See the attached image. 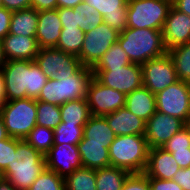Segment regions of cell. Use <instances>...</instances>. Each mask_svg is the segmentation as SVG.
<instances>
[{"instance_id": "obj_1", "label": "cell", "mask_w": 190, "mask_h": 190, "mask_svg": "<svg viewBox=\"0 0 190 190\" xmlns=\"http://www.w3.org/2000/svg\"><path fill=\"white\" fill-rule=\"evenodd\" d=\"M46 168L45 156L25 140L12 138L11 163L1 172L17 190H28Z\"/></svg>"}, {"instance_id": "obj_2", "label": "cell", "mask_w": 190, "mask_h": 190, "mask_svg": "<svg viewBox=\"0 0 190 190\" xmlns=\"http://www.w3.org/2000/svg\"><path fill=\"white\" fill-rule=\"evenodd\" d=\"M119 45L131 63L143 64L166 55L162 30L149 28H125L118 37Z\"/></svg>"}, {"instance_id": "obj_3", "label": "cell", "mask_w": 190, "mask_h": 190, "mask_svg": "<svg viewBox=\"0 0 190 190\" xmlns=\"http://www.w3.org/2000/svg\"><path fill=\"white\" fill-rule=\"evenodd\" d=\"M149 145L145 135L116 136L109 147L111 166L131 173H144L148 164Z\"/></svg>"}, {"instance_id": "obj_4", "label": "cell", "mask_w": 190, "mask_h": 190, "mask_svg": "<svg viewBox=\"0 0 190 190\" xmlns=\"http://www.w3.org/2000/svg\"><path fill=\"white\" fill-rule=\"evenodd\" d=\"M0 116L9 137L24 140L37 125L36 99L27 97L6 101Z\"/></svg>"}, {"instance_id": "obj_5", "label": "cell", "mask_w": 190, "mask_h": 190, "mask_svg": "<svg viewBox=\"0 0 190 190\" xmlns=\"http://www.w3.org/2000/svg\"><path fill=\"white\" fill-rule=\"evenodd\" d=\"M128 28L162 30L172 3L167 0H127Z\"/></svg>"}, {"instance_id": "obj_6", "label": "cell", "mask_w": 190, "mask_h": 190, "mask_svg": "<svg viewBox=\"0 0 190 190\" xmlns=\"http://www.w3.org/2000/svg\"><path fill=\"white\" fill-rule=\"evenodd\" d=\"M119 32L105 22L85 32L81 52L77 56L83 66L93 68L108 49L117 43Z\"/></svg>"}, {"instance_id": "obj_7", "label": "cell", "mask_w": 190, "mask_h": 190, "mask_svg": "<svg viewBox=\"0 0 190 190\" xmlns=\"http://www.w3.org/2000/svg\"><path fill=\"white\" fill-rule=\"evenodd\" d=\"M157 111L186 122L190 118V83L178 80L155 94Z\"/></svg>"}, {"instance_id": "obj_8", "label": "cell", "mask_w": 190, "mask_h": 190, "mask_svg": "<svg viewBox=\"0 0 190 190\" xmlns=\"http://www.w3.org/2000/svg\"><path fill=\"white\" fill-rule=\"evenodd\" d=\"M93 77L102 85L126 95L143 85L141 64L131 63L112 69H92Z\"/></svg>"}, {"instance_id": "obj_9", "label": "cell", "mask_w": 190, "mask_h": 190, "mask_svg": "<svg viewBox=\"0 0 190 190\" xmlns=\"http://www.w3.org/2000/svg\"><path fill=\"white\" fill-rule=\"evenodd\" d=\"M34 61L48 79L72 76L83 66L76 55L65 53L55 47L39 49Z\"/></svg>"}, {"instance_id": "obj_10", "label": "cell", "mask_w": 190, "mask_h": 190, "mask_svg": "<svg viewBox=\"0 0 190 190\" xmlns=\"http://www.w3.org/2000/svg\"><path fill=\"white\" fill-rule=\"evenodd\" d=\"M86 100L92 116H104L124 107L126 94L102 85L93 77L88 85Z\"/></svg>"}, {"instance_id": "obj_11", "label": "cell", "mask_w": 190, "mask_h": 190, "mask_svg": "<svg viewBox=\"0 0 190 190\" xmlns=\"http://www.w3.org/2000/svg\"><path fill=\"white\" fill-rule=\"evenodd\" d=\"M143 86L156 94L178 81L174 63L167 53L141 65Z\"/></svg>"}, {"instance_id": "obj_12", "label": "cell", "mask_w": 190, "mask_h": 190, "mask_svg": "<svg viewBox=\"0 0 190 190\" xmlns=\"http://www.w3.org/2000/svg\"><path fill=\"white\" fill-rule=\"evenodd\" d=\"M30 60H9L2 69L7 101L29 98Z\"/></svg>"}, {"instance_id": "obj_13", "label": "cell", "mask_w": 190, "mask_h": 190, "mask_svg": "<svg viewBox=\"0 0 190 190\" xmlns=\"http://www.w3.org/2000/svg\"><path fill=\"white\" fill-rule=\"evenodd\" d=\"M183 127L185 122L179 118L156 111L146 122L145 138L149 148H162Z\"/></svg>"}, {"instance_id": "obj_14", "label": "cell", "mask_w": 190, "mask_h": 190, "mask_svg": "<svg viewBox=\"0 0 190 190\" xmlns=\"http://www.w3.org/2000/svg\"><path fill=\"white\" fill-rule=\"evenodd\" d=\"M46 168L66 178L82 167L78 145L69 143L54 144L45 155Z\"/></svg>"}, {"instance_id": "obj_15", "label": "cell", "mask_w": 190, "mask_h": 190, "mask_svg": "<svg viewBox=\"0 0 190 190\" xmlns=\"http://www.w3.org/2000/svg\"><path fill=\"white\" fill-rule=\"evenodd\" d=\"M162 37L167 50L190 42V16L172 5L162 28Z\"/></svg>"}, {"instance_id": "obj_16", "label": "cell", "mask_w": 190, "mask_h": 190, "mask_svg": "<svg viewBox=\"0 0 190 190\" xmlns=\"http://www.w3.org/2000/svg\"><path fill=\"white\" fill-rule=\"evenodd\" d=\"M93 78V70L82 66L74 75L56 76L60 90V105L65 102L86 98L88 85Z\"/></svg>"}, {"instance_id": "obj_17", "label": "cell", "mask_w": 190, "mask_h": 190, "mask_svg": "<svg viewBox=\"0 0 190 190\" xmlns=\"http://www.w3.org/2000/svg\"><path fill=\"white\" fill-rule=\"evenodd\" d=\"M62 30L57 9L38 12V23L35 38L39 48H53L57 46Z\"/></svg>"}, {"instance_id": "obj_18", "label": "cell", "mask_w": 190, "mask_h": 190, "mask_svg": "<svg viewBox=\"0 0 190 190\" xmlns=\"http://www.w3.org/2000/svg\"><path fill=\"white\" fill-rule=\"evenodd\" d=\"M94 7L103 17V22L121 33L127 28V0H83Z\"/></svg>"}, {"instance_id": "obj_19", "label": "cell", "mask_w": 190, "mask_h": 190, "mask_svg": "<svg viewBox=\"0 0 190 190\" xmlns=\"http://www.w3.org/2000/svg\"><path fill=\"white\" fill-rule=\"evenodd\" d=\"M3 51L7 61L30 60L34 61L39 52L35 36H22L8 33L2 40Z\"/></svg>"}, {"instance_id": "obj_20", "label": "cell", "mask_w": 190, "mask_h": 190, "mask_svg": "<svg viewBox=\"0 0 190 190\" xmlns=\"http://www.w3.org/2000/svg\"><path fill=\"white\" fill-rule=\"evenodd\" d=\"M104 117L115 136L145 135L146 122L131 113L125 106Z\"/></svg>"}, {"instance_id": "obj_21", "label": "cell", "mask_w": 190, "mask_h": 190, "mask_svg": "<svg viewBox=\"0 0 190 190\" xmlns=\"http://www.w3.org/2000/svg\"><path fill=\"white\" fill-rule=\"evenodd\" d=\"M179 168L171 153L163 148L149 149L148 164L144 172L147 177L172 180Z\"/></svg>"}, {"instance_id": "obj_22", "label": "cell", "mask_w": 190, "mask_h": 190, "mask_svg": "<svg viewBox=\"0 0 190 190\" xmlns=\"http://www.w3.org/2000/svg\"><path fill=\"white\" fill-rule=\"evenodd\" d=\"M125 107L147 122L157 111L155 94L142 85L126 95Z\"/></svg>"}, {"instance_id": "obj_23", "label": "cell", "mask_w": 190, "mask_h": 190, "mask_svg": "<svg viewBox=\"0 0 190 190\" xmlns=\"http://www.w3.org/2000/svg\"><path fill=\"white\" fill-rule=\"evenodd\" d=\"M109 147L110 144L87 143L83 137L78 143L82 167L99 169L110 166Z\"/></svg>"}, {"instance_id": "obj_24", "label": "cell", "mask_w": 190, "mask_h": 190, "mask_svg": "<svg viewBox=\"0 0 190 190\" xmlns=\"http://www.w3.org/2000/svg\"><path fill=\"white\" fill-rule=\"evenodd\" d=\"M83 137L87 143L111 144L116 136L104 116H91L84 125Z\"/></svg>"}, {"instance_id": "obj_25", "label": "cell", "mask_w": 190, "mask_h": 190, "mask_svg": "<svg viewBox=\"0 0 190 190\" xmlns=\"http://www.w3.org/2000/svg\"><path fill=\"white\" fill-rule=\"evenodd\" d=\"M38 23V11L27 8L13 11L9 27V33L22 36H35Z\"/></svg>"}, {"instance_id": "obj_26", "label": "cell", "mask_w": 190, "mask_h": 190, "mask_svg": "<svg viewBox=\"0 0 190 190\" xmlns=\"http://www.w3.org/2000/svg\"><path fill=\"white\" fill-rule=\"evenodd\" d=\"M61 122L71 125H85L92 116L86 98L65 102L60 105Z\"/></svg>"}, {"instance_id": "obj_27", "label": "cell", "mask_w": 190, "mask_h": 190, "mask_svg": "<svg viewBox=\"0 0 190 190\" xmlns=\"http://www.w3.org/2000/svg\"><path fill=\"white\" fill-rule=\"evenodd\" d=\"M129 172L115 166L96 169V190H121Z\"/></svg>"}, {"instance_id": "obj_28", "label": "cell", "mask_w": 190, "mask_h": 190, "mask_svg": "<svg viewBox=\"0 0 190 190\" xmlns=\"http://www.w3.org/2000/svg\"><path fill=\"white\" fill-rule=\"evenodd\" d=\"M167 53L174 63L178 80L190 83V42L175 46Z\"/></svg>"}, {"instance_id": "obj_29", "label": "cell", "mask_w": 190, "mask_h": 190, "mask_svg": "<svg viewBox=\"0 0 190 190\" xmlns=\"http://www.w3.org/2000/svg\"><path fill=\"white\" fill-rule=\"evenodd\" d=\"M64 181L65 190H96V169L81 167Z\"/></svg>"}, {"instance_id": "obj_30", "label": "cell", "mask_w": 190, "mask_h": 190, "mask_svg": "<svg viewBox=\"0 0 190 190\" xmlns=\"http://www.w3.org/2000/svg\"><path fill=\"white\" fill-rule=\"evenodd\" d=\"M24 140L45 156L54 145V130L41 125H36Z\"/></svg>"}, {"instance_id": "obj_31", "label": "cell", "mask_w": 190, "mask_h": 190, "mask_svg": "<svg viewBox=\"0 0 190 190\" xmlns=\"http://www.w3.org/2000/svg\"><path fill=\"white\" fill-rule=\"evenodd\" d=\"M84 39L85 32L80 28H62L59 41L55 48L78 56L81 52Z\"/></svg>"}, {"instance_id": "obj_32", "label": "cell", "mask_w": 190, "mask_h": 190, "mask_svg": "<svg viewBox=\"0 0 190 190\" xmlns=\"http://www.w3.org/2000/svg\"><path fill=\"white\" fill-rule=\"evenodd\" d=\"M37 125L55 129L61 123L60 106L36 100Z\"/></svg>"}, {"instance_id": "obj_33", "label": "cell", "mask_w": 190, "mask_h": 190, "mask_svg": "<svg viewBox=\"0 0 190 190\" xmlns=\"http://www.w3.org/2000/svg\"><path fill=\"white\" fill-rule=\"evenodd\" d=\"M131 64L119 43H114L92 69H112Z\"/></svg>"}, {"instance_id": "obj_34", "label": "cell", "mask_w": 190, "mask_h": 190, "mask_svg": "<svg viewBox=\"0 0 190 190\" xmlns=\"http://www.w3.org/2000/svg\"><path fill=\"white\" fill-rule=\"evenodd\" d=\"M84 125H71L61 122L54 129V144L69 143L78 145L83 138Z\"/></svg>"}, {"instance_id": "obj_35", "label": "cell", "mask_w": 190, "mask_h": 190, "mask_svg": "<svg viewBox=\"0 0 190 190\" xmlns=\"http://www.w3.org/2000/svg\"><path fill=\"white\" fill-rule=\"evenodd\" d=\"M75 8L78 11V27L82 31H91L103 22L101 14L86 2L78 4Z\"/></svg>"}, {"instance_id": "obj_36", "label": "cell", "mask_w": 190, "mask_h": 190, "mask_svg": "<svg viewBox=\"0 0 190 190\" xmlns=\"http://www.w3.org/2000/svg\"><path fill=\"white\" fill-rule=\"evenodd\" d=\"M28 190H65L64 178L45 168Z\"/></svg>"}, {"instance_id": "obj_37", "label": "cell", "mask_w": 190, "mask_h": 190, "mask_svg": "<svg viewBox=\"0 0 190 190\" xmlns=\"http://www.w3.org/2000/svg\"><path fill=\"white\" fill-rule=\"evenodd\" d=\"M48 78L40 70L35 61H31V72L29 80V98L37 99L41 89L46 84Z\"/></svg>"}, {"instance_id": "obj_38", "label": "cell", "mask_w": 190, "mask_h": 190, "mask_svg": "<svg viewBox=\"0 0 190 190\" xmlns=\"http://www.w3.org/2000/svg\"><path fill=\"white\" fill-rule=\"evenodd\" d=\"M36 100L60 106V90L58 80L49 78L44 87L41 89V92Z\"/></svg>"}, {"instance_id": "obj_39", "label": "cell", "mask_w": 190, "mask_h": 190, "mask_svg": "<svg viewBox=\"0 0 190 190\" xmlns=\"http://www.w3.org/2000/svg\"><path fill=\"white\" fill-rule=\"evenodd\" d=\"M162 148L169 153H173L175 150L190 148V137L187 129L183 127L178 133H175Z\"/></svg>"}, {"instance_id": "obj_40", "label": "cell", "mask_w": 190, "mask_h": 190, "mask_svg": "<svg viewBox=\"0 0 190 190\" xmlns=\"http://www.w3.org/2000/svg\"><path fill=\"white\" fill-rule=\"evenodd\" d=\"M121 190H151L145 173H131L123 183Z\"/></svg>"}, {"instance_id": "obj_41", "label": "cell", "mask_w": 190, "mask_h": 190, "mask_svg": "<svg viewBox=\"0 0 190 190\" xmlns=\"http://www.w3.org/2000/svg\"><path fill=\"white\" fill-rule=\"evenodd\" d=\"M62 28H79L76 8H57Z\"/></svg>"}, {"instance_id": "obj_42", "label": "cell", "mask_w": 190, "mask_h": 190, "mask_svg": "<svg viewBox=\"0 0 190 190\" xmlns=\"http://www.w3.org/2000/svg\"><path fill=\"white\" fill-rule=\"evenodd\" d=\"M12 158V137L0 141V172H2Z\"/></svg>"}, {"instance_id": "obj_43", "label": "cell", "mask_w": 190, "mask_h": 190, "mask_svg": "<svg viewBox=\"0 0 190 190\" xmlns=\"http://www.w3.org/2000/svg\"><path fill=\"white\" fill-rule=\"evenodd\" d=\"M151 190H183L174 180H164L148 177Z\"/></svg>"}, {"instance_id": "obj_44", "label": "cell", "mask_w": 190, "mask_h": 190, "mask_svg": "<svg viewBox=\"0 0 190 190\" xmlns=\"http://www.w3.org/2000/svg\"><path fill=\"white\" fill-rule=\"evenodd\" d=\"M11 16L12 11L0 6V40H2L9 33Z\"/></svg>"}, {"instance_id": "obj_45", "label": "cell", "mask_w": 190, "mask_h": 190, "mask_svg": "<svg viewBox=\"0 0 190 190\" xmlns=\"http://www.w3.org/2000/svg\"><path fill=\"white\" fill-rule=\"evenodd\" d=\"M172 180L177 182L183 190H190V167L179 168Z\"/></svg>"}, {"instance_id": "obj_46", "label": "cell", "mask_w": 190, "mask_h": 190, "mask_svg": "<svg viewBox=\"0 0 190 190\" xmlns=\"http://www.w3.org/2000/svg\"><path fill=\"white\" fill-rule=\"evenodd\" d=\"M171 154L180 168L190 167V148L175 150Z\"/></svg>"}, {"instance_id": "obj_47", "label": "cell", "mask_w": 190, "mask_h": 190, "mask_svg": "<svg viewBox=\"0 0 190 190\" xmlns=\"http://www.w3.org/2000/svg\"><path fill=\"white\" fill-rule=\"evenodd\" d=\"M1 6L13 12L31 8V0H2Z\"/></svg>"}, {"instance_id": "obj_48", "label": "cell", "mask_w": 190, "mask_h": 190, "mask_svg": "<svg viewBox=\"0 0 190 190\" xmlns=\"http://www.w3.org/2000/svg\"><path fill=\"white\" fill-rule=\"evenodd\" d=\"M31 8L35 10H49V9H57V0H31Z\"/></svg>"}, {"instance_id": "obj_49", "label": "cell", "mask_w": 190, "mask_h": 190, "mask_svg": "<svg viewBox=\"0 0 190 190\" xmlns=\"http://www.w3.org/2000/svg\"><path fill=\"white\" fill-rule=\"evenodd\" d=\"M172 5L178 10L190 16V0H174Z\"/></svg>"}, {"instance_id": "obj_50", "label": "cell", "mask_w": 190, "mask_h": 190, "mask_svg": "<svg viewBox=\"0 0 190 190\" xmlns=\"http://www.w3.org/2000/svg\"><path fill=\"white\" fill-rule=\"evenodd\" d=\"M83 0H57L58 8H75Z\"/></svg>"}, {"instance_id": "obj_51", "label": "cell", "mask_w": 190, "mask_h": 190, "mask_svg": "<svg viewBox=\"0 0 190 190\" xmlns=\"http://www.w3.org/2000/svg\"><path fill=\"white\" fill-rule=\"evenodd\" d=\"M5 91H4V79L2 71H0V113L5 106L6 103Z\"/></svg>"}, {"instance_id": "obj_52", "label": "cell", "mask_w": 190, "mask_h": 190, "mask_svg": "<svg viewBox=\"0 0 190 190\" xmlns=\"http://www.w3.org/2000/svg\"><path fill=\"white\" fill-rule=\"evenodd\" d=\"M0 190H17L7 179L1 178Z\"/></svg>"}, {"instance_id": "obj_53", "label": "cell", "mask_w": 190, "mask_h": 190, "mask_svg": "<svg viewBox=\"0 0 190 190\" xmlns=\"http://www.w3.org/2000/svg\"><path fill=\"white\" fill-rule=\"evenodd\" d=\"M9 135L7 134L6 128L4 126L3 120L0 116V141L7 139Z\"/></svg>"}, {"instance_id": "obj_54", "label": "cell", "mask_w": 190, "mask_h": 190, "mask_svg": "<svg viewBox=\"0 0 190 190\" xmlns=\"http://www.w3.org/2000/svg\"><path fill=\"white\" fill-rule=\"evenodd\" d=\"M6 61L7 60L4 55L2 41L0 40V71H2V69L4 68Z\"/></svg>"}, {"instance_id": "obj_55", "label": "cell", "mask_w": 190, "mask_h": 190, "mask_svg": "<svg viewBox=\"0 0 190 190\" xmlns=\"http://www.w3.org/2000/svg\"><path fill=\"white\" fill-rule=\"evenodd\" d=\"M185 128L187 129V132L190 137V118L185 122Z\"/></svg>"}]
</instances>
